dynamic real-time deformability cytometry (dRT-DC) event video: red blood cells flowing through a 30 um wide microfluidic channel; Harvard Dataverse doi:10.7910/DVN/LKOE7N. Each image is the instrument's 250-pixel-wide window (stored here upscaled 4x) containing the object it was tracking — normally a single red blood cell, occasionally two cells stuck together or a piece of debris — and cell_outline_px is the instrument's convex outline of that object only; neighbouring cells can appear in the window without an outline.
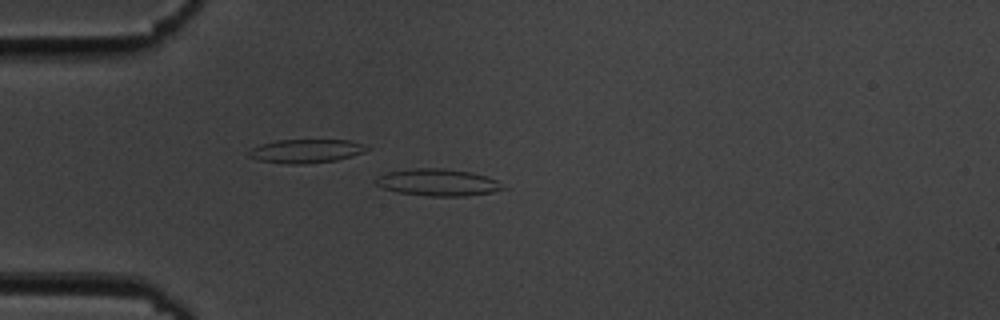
{"species": "common noctule bat (a hibernating species)", "species_latin": "Nyctalus noctula", "temperature_condition": "cold", "stored_images_in_passage": 54, "camera_frame_rate_fps": 3000, "um_per_image_px": 0.085, "animal": {"sex": "male", "body_mass_g": 19.5, "forearm_length_mm": 54.6}, "frame": {"image": 1, "passage_image": 14, "time_ms": 4.333, "image_size_px": [1000, 320], "cell_outline_px": [[508, 188], [492, 192], [468, 196], [428, 196], [396, 192], [384, 188], [376, 184], [372, 180], [376, 176], [388, 172], [412, 168], [444, 168], [472, 172], [488, 176], [496, 180]], "centroid_in_image_um": [37.22, 15.5], "position_along_channel_um": 47.8, "area_um2": 20.29}}
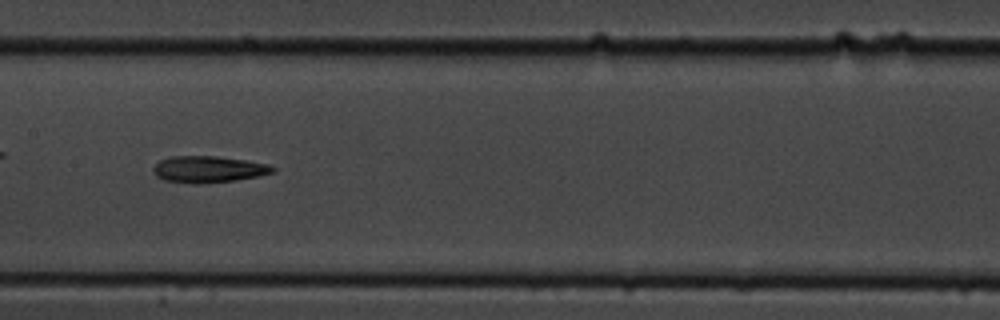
{"frame": {"image": 2, "passage_image": 27, "time_ms": 8.667, "image_size_px": [1000, 320], "cell_outline_px": [[276, 172], [260, 176], [236, 180], [204, 184], [196, 184], [164, 180], [156, 176], [152, 172], [152, 168], [160, 160], [172, 156], [216, 156], [244, 160], [268, 164], [276, 168]], "centroid_in_image_um": [17.73, 14.4], "position_along_channel_um": 189.7, "area_um2": 18.67}}
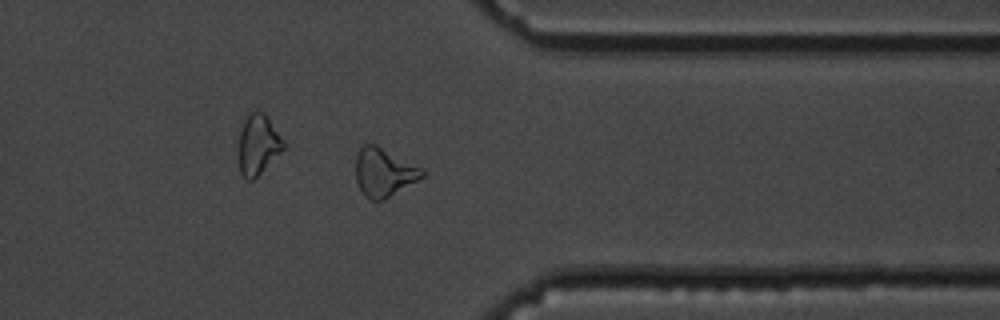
{"frame": {"image": 3, "passage_image": 43, "time_ms": 14.0, "image_size_px": [1000, 320], "cell_outline_px": [[424, 176], [384, 200], [372, 200], [364, 196], [356, 180], [356, 156], [360, 148], [364, 144], [376, 144], [424, 168]], "centroid_in_image_um": [32.64, 14.63], "position_along_channel_um": 378.8, "area_um2": 18.79}}